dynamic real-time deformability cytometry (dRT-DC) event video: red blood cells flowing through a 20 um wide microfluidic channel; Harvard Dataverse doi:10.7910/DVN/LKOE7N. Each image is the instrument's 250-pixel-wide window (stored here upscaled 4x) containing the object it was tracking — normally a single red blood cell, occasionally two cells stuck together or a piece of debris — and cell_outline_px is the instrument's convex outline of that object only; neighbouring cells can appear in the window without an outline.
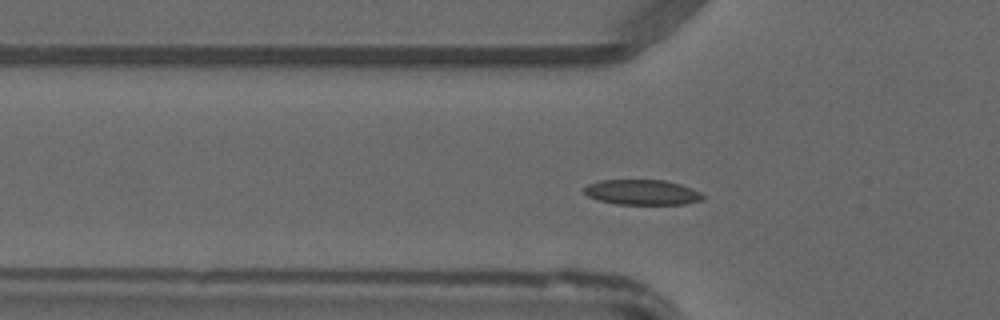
{"species": "common noctule bat (a hibernating species)", "species_latin": "Nyctalus noctula", "temperature_condition": "warm", "stored_images_in_passage": 43, "camera_frame_rate_fps": 3000, "um_per_image_px": 0.085, "animal": {"sex": "male", "forearm_length_mm": 52.5}, "frame": {"image": 1, "passage_image": 11, "time_ms": 3.333, "image_size_px": [1000, 320], "cell_outline_px": [[708, 196], [704, 200], [684, 204], [616, 204], [596, 200], [588, 196], [584, 192], [584, 188], [588, 184], [600, 180], [664, 180], [680, 184], [692, 188]], "centroid_in_image_um": [54.62, 16.35], "position_along_channel_um": 71.2, "area_um2": 17.63}}
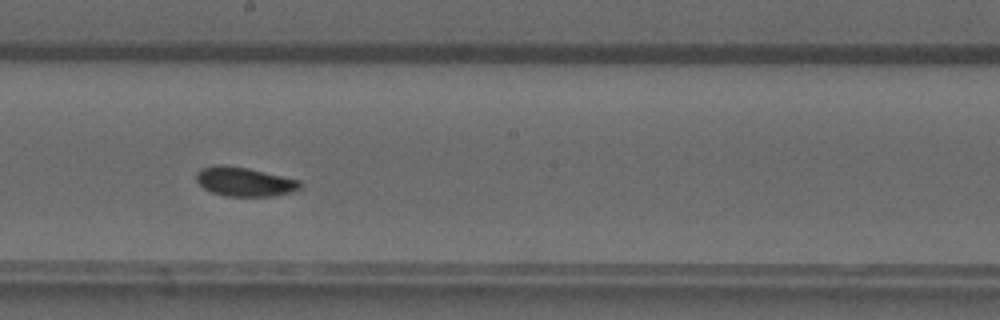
{"frame": {"image": 2, "passage_image": 22, "time_ms": 7.0, "image_size_px": [1000, 320], "cell_outline_px": [[300, 188], [292, 192], [272, 196], [224, 196], [212, 192], [204, 188], [196, 180], [196, 172], [200, 168], [212, 164], [228, 164], [248, 168], [300, 180]], "centroid_in_image_um": [20.73, 15.42], "position_along_channel_um": 227.5, "area_um2": 17.8}}
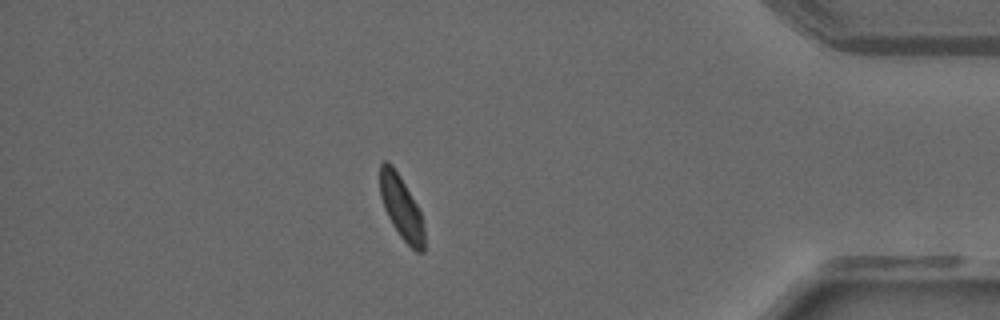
{"frame": {"image": 3, "passage_image": 37, "time_ms": 12.0, "image_size_px": [1000, 320], "cell_outline_px": [[424, 252], [416, 252], [400, 236], [392, 224], [384, 208], [380, 196], [380, 164], [384, 160], [388, 160], [392, 164], [400, 176], [416, 204], [420, 212], [424, 228]], "centroid_in_image_um": [34.1, 17.62], "position_along_channel_um": 401.1, "area_um2": 16.24}}